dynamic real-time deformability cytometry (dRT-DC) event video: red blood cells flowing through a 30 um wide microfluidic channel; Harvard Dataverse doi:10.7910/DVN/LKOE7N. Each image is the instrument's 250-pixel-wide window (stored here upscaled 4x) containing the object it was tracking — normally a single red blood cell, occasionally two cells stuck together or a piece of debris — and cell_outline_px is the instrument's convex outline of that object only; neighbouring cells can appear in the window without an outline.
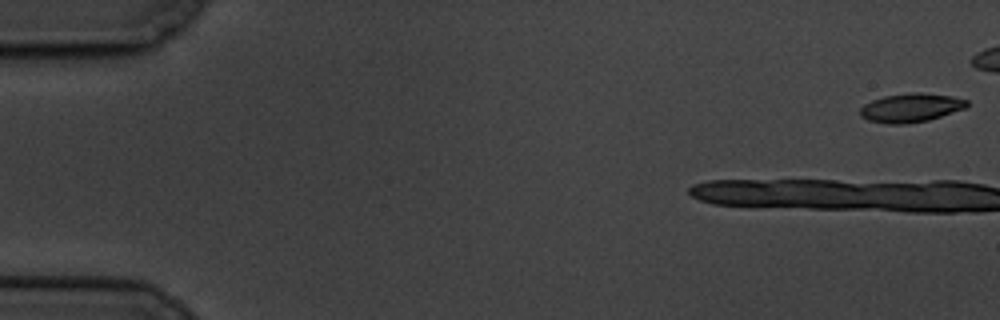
{"species": "common noctule bat (a hibernating species)", "species_latin": "Nyctalus noctula", "temperature_condition": "cold", "stored_images_in_passage": 8, "camera_frame_rate_fps": 3000, "um_per_image_px": 0.085, "animal": {"sex": "male", "body_mass_g": 19.5, "forearm_length_mm": 54.6}, "frame": {"image": 1, "passage_image": 1, "time_ms": 0.0, "image_size_px": [1000, 320], "cell_outline_px": [[968, 108], [928, 120], [908, 124], [888, 124], [868, 120], [860, 116], [860, 108], [864, 104], [872, 100], [884, 96], [912, 92], [920, 92], [952, 96], [968, 100]], "centroid_in_image_um": [77.44, 9.16], "position_along_channel_um": 7.6, "area_um2": 18.09}}
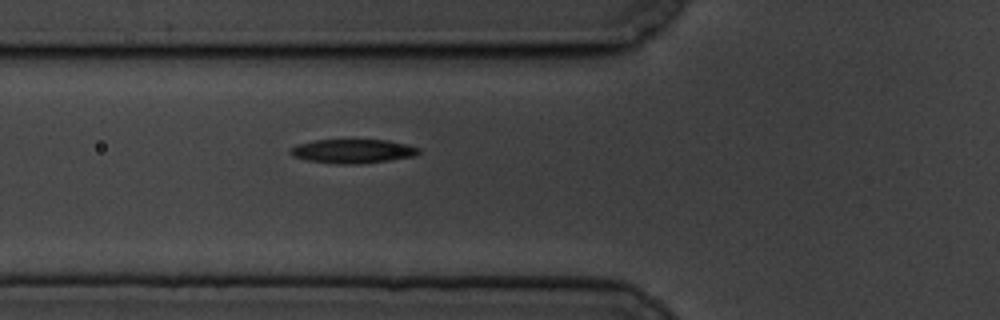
{"frame": {"image": 2, "passage_image": 8, "time_ms": 9.0, "image_size_px": [1000, 320], "cell_outline_px": [[420, 152], [416, 156], [360, 164], [336, 164], [308, 160], [292, 156], [288, 152], [296, 144], [316, 140], [388, 140], [408, 144], [420, 148]], "centroid_in_image_um": [30.0, 12.85], "position_along_channel_um": 95.8, "area_um2": 18.03}}